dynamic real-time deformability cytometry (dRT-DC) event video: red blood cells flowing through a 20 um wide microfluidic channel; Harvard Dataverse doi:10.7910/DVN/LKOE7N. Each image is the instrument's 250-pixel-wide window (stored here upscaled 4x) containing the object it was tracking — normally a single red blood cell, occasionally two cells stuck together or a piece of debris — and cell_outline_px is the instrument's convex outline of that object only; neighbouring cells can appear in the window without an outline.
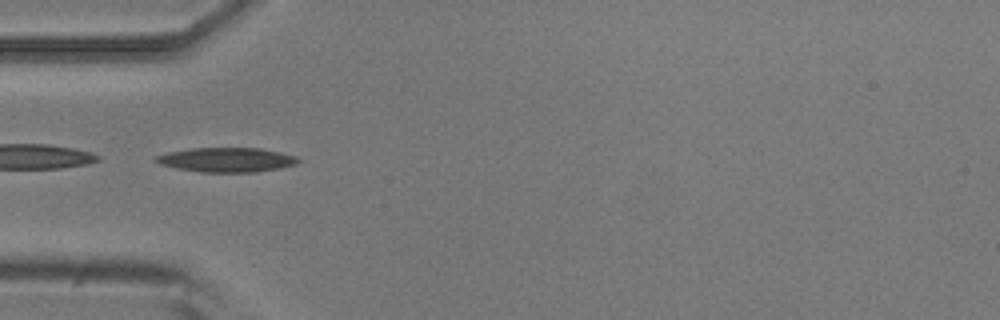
{"species": "common noctule bat (a hibernating species)", "species_latin": "Nyctalus noctula", "temperature_condition": "room temperature", "stored_images_in_passage": 1, "camera_frame_rate_fps": 3000, "um_per_image_px": 0.085, "animal": {"sex": "male", "body_mass_g": 20.5, "forearm_length_mm": 52.5}, "frame": {"image": 1, "passage_image": 1, "time_ms": 0.0, "image_size_px": [1000, 320], "cell_outline_px": [[300, 160], [296, 164], [280, 168], [256, 172], [200, 172], [176, 168], [160, 164], [152, 160], [156, 156], [168, 152], [192, 148], [260, 148], [280, 152], [296, 156]], "centroid_in_image_um": [19.25, 13.58], "position_along_channel_um": 65.8, "area_um2": 20.29}}